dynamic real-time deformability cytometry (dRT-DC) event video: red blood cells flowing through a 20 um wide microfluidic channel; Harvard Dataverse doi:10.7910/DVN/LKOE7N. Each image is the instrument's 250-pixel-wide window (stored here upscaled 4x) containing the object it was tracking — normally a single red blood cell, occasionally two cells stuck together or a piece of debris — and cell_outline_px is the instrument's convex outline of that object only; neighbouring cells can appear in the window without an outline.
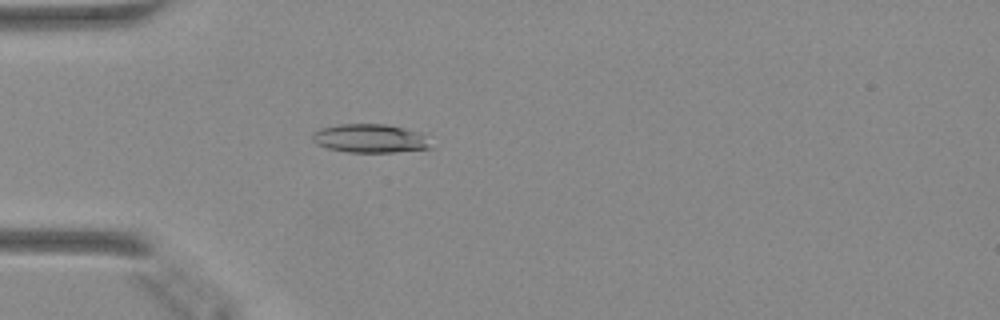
{"species": "Egyptian fruit bat (a non-hibernating species)", "species_latin": "Rousettus aegyptiacus", "temperature_condition": "warm", "stored_images_in_passage": 34, "camera_frame_rate_fps": 3000, "um_per_image_px": 0.085, "animal": {"sex": "female"}, "frame": {"image": 1, "passage_image": 6, "time_ms": 1.667, "image_size_px": [1000, 320], "cell_outline_px": [[432, 148], [396, 152], [348, 152], [328, 148], [316, 144], [312, 140], [312, 132], [320, 128], [340, 124], [384, 124], [416, 132]], "centroid_in_image_um": [31.32, 11.77], "position_along_channel_um": 53.7, "area_um2": 19.25}}
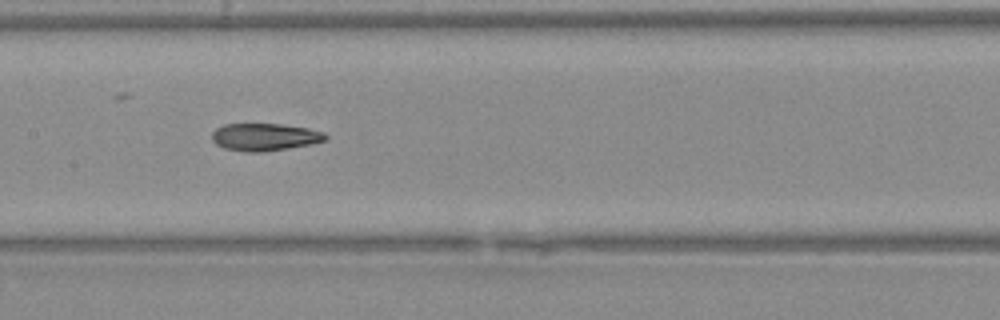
{"frame": {"image": 2, "passage_image": 16, "time_ms": 5.0, "image_size_px": [1000, 320], "cell_outline_px": [[328, 140], [312, 144], [288, 148], [260, 152], [248, 152], [224, 148], [216, 144], [212, 140], [212, 132], [216, 128], [224, 124], [280, 124], [308, 128], [324, 132], [328, 136]], "centroid_in_image_um": [22.52, 11.64], "position_along_channel_um": 184.9, "area_um2": 18.21}}
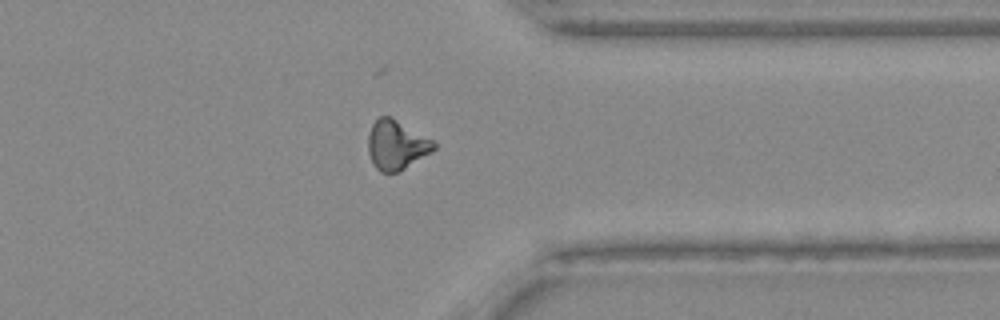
{"frame": {"image": 3, "passage_image": 30, "time_ms": 9.667, "image_size_px": [1000, 320], "cell_outline_px": [[436, 148], [432, 152], [400, 172], [380, 172], [376, 168], [368, 152], [368, 136], [372, 124], [380, 116], [388, 116], [396, 120], [432, 140], [436, 144]], "centroid_in_image_um": [33.69, 12.35], "position_along_channel_um": 377.7, "area_um2": 18.67}}